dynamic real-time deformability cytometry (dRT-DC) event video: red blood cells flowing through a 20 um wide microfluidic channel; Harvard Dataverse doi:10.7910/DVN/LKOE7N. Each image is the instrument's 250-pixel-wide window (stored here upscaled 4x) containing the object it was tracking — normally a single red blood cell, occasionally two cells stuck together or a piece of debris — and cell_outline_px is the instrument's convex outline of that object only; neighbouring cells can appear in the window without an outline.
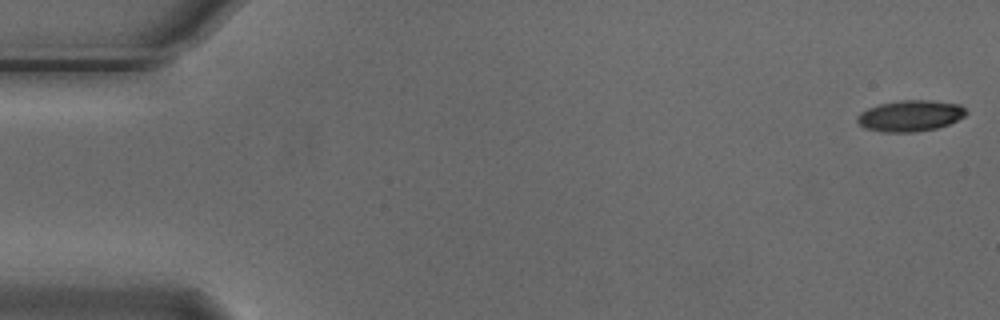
{"species": "Egyptian fruit bat (a non-hibernating species)", "species_latin": "Rousettus aegyptiacus", "temperature_condition": "cold", "stored_images_in_passage": 5, "camera_frame_rate_fps": 3000, "um_per_image_px": 0.085, "animal": {"sex": "male"}, "frame": {"image": 1, "passage_image": 1, "time_ms": 0.0, "image_size_px": [1000, 320], "cell_outline_px": [[968, 112], [964, 116], [948, 124], [936, 128], [916, 132], [884, 132], [864, 128], [856, 120], [856, 116], [860, 112], [868, 108], [880, 104], [900, 100], [928, 100], [960, 104]], "centroid_in_image_um": [77.35, 9.84], "position_along_channel_um": 7.7, "area_um2": 19.71}}
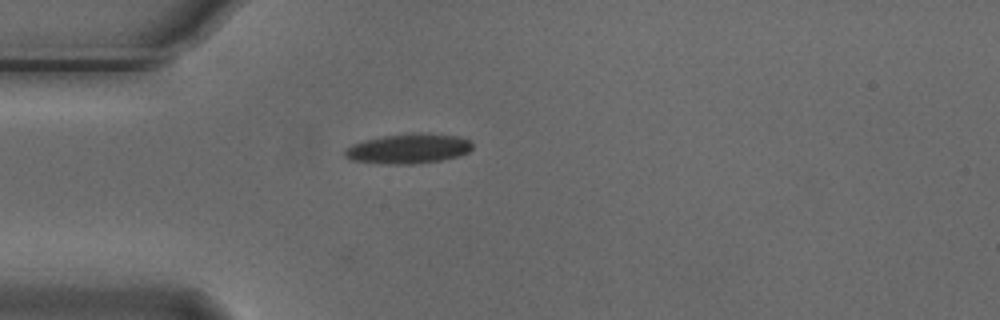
{"frame": {"image": 2, "passage_image": 5, "time_ms": 1.333, "image_size_px": [1000, 320], "cell_outline_px": [[472, 148], [468, 152], [460, 156], [440, 160], [412, 164], [388, 164], [352, 160], [344, 156], [344, 148], [352, 144], [364, 140], [384, 136], [412, 132], [456, 136], [468, 140], [472, 144]], "centroid_in_image_um": [34.68, 12.63], "position_along_channel_um": 50.3, "area_um2": 22.08}}